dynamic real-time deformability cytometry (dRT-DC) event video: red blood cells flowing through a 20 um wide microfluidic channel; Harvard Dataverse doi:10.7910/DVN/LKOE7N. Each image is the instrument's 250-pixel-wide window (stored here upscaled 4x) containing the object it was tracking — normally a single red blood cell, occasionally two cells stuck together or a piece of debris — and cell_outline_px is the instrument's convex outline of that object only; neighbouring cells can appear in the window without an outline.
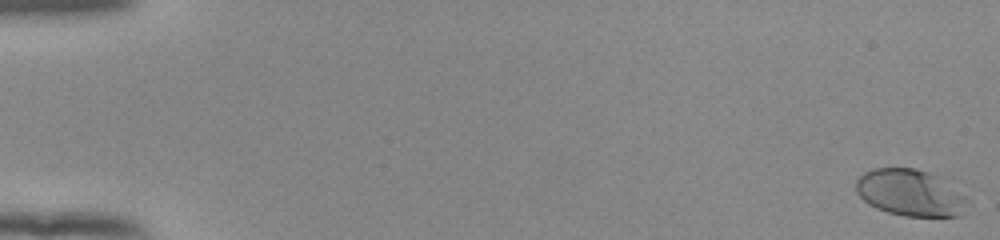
{"species": "human", "species_latin": "Homo sapiens", "temperature_condition": "room temperature", "stored_images_in_passage": 56, "segment_of_instrument_passage": [1, 2], "camera_frame_rate_fps": 3000, "um_per_image_px": 0.085, "donor": {"sex": "female"}, "frame": {"image": 1, "passage_image": 1, "time_ms": 0.0, "image_size_px": [1000, 240], "cell_outline_px": [[968, 200], [960, 216], [904, 216], [888, 212], [876, 208], [868, 204], [856, 192], [856, 180], [864, 172], [872, 168], [916, 168], [940, 176], [964, 196]], "centroid_in_image_um": [77.34, 16.38], "position_along_channel_um": 7.7, "area_um2": 30.23}}
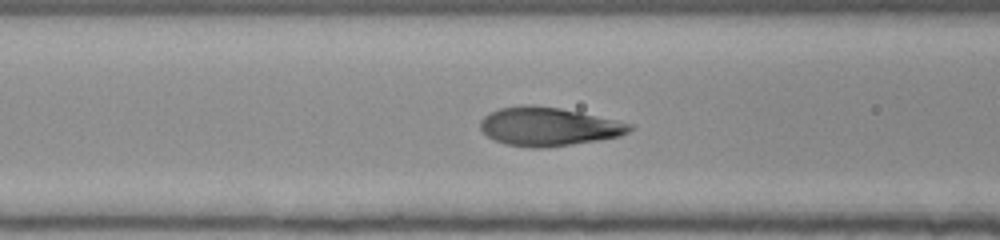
{"frame": {"image": 2, "passage_image": 24, "time_ms": 7.667, "image_size_px": [1000, 240], "cell_outline_px": [[632, 128], [628, 132], [620, 136], [596, 140], [544, 148], [532, 148], [504, 144], [488, 136], [480, 128], [480, 120], [484, 116], [500, 108], [520, 104], [532, 104], [560, 108], [580, 112], [616, 120], [632, 124]], "centroid_in_image_um": [46.59, 10.75], "position_along_channel_um": 120.0, "area_um2": 33.41}}
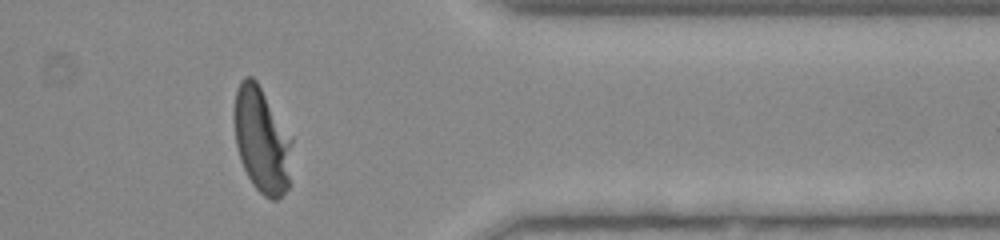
{"frame": {"image": 3, "passage_image": 46, "time_ms": 15.0, "image_size_px": [1000, 240], "cell_outline_px": [[292, 184], [276, 200], [272, 200], [264, 196], [252, 184], [240, 160], [236, 144], [232, 116], [232, 112], [236, 88], [240, 80], [244, 76], [252, 76], [256, 80], [292, 140]], "centroid_in_image_um": [22.24, 11.93], "position_along_channel_um": 389.2, "area_um2": 36.13}}